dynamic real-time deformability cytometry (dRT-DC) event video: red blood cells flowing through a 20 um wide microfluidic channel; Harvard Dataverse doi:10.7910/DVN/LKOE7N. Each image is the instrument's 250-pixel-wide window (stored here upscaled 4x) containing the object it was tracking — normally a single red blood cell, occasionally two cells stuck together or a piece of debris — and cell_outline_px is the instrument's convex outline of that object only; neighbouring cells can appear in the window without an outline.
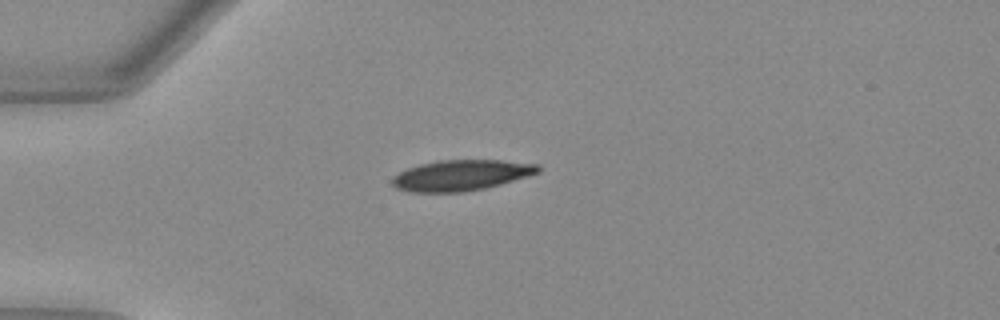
{"species": "Egyptian fruit bat (a non-hibernating species)", "species_latin": "Rousettus aegyptiacus", "temperature_condition": "warm", "stored_images_in_passage": 6, "camera_frame_rate_fps": 3000, "um_per_image_px": 0.085, "animal": {"sex": "female"}, "frame": {"image": 1, "passage_image": 1, "time_ms": 0.0, "image_size_px": [1000, 320], "cell_outline_px": [[540, 172], [528, 176], [500, 184], [484, 188], [464, 192], [408, 192], [396, 188], [392, 184], [392, 180], [400, 172], [408, 168], [420, 164], [440, 160], [500, 160], [536, 164], [540, 168]], "centroid_in_image_um": [39.19, 14.9], "position_along_channel_um": 45.8, "area_um2": 25.89}}